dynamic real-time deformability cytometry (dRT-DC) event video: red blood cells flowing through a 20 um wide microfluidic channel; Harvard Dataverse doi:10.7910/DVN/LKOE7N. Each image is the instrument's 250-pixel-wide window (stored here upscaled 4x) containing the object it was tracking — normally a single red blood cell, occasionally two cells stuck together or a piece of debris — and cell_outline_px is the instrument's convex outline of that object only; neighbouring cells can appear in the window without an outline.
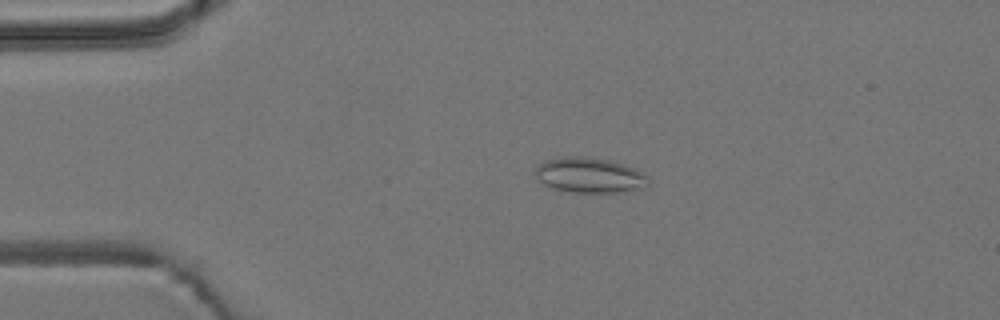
{"species": "common noctule bat (a hibernating species)", "species_latin": "Nyctalus noctula", "temperature_condition": "room temperature", "stored_images_in_passage": 54, "camera_frame_rate_fps": 3000, "um_per_image_px": 0.085, "animal": {"sex": "male", "body_mass_g": 19.2, "forearm_length_mm": 51.8}, "frame": {"image": 1, "passage_image": 12, "time_ms": 3.667, "image_size_px": [1000, 320], "cell_outline_px": [[648, 188], [616, 192], [576, 192], [556, 188], [544, 184], [536, 176], [536, 168], [544, 160], [564, 156], [580, 156], [608, 160], [624, 164], [648, 176]], "centroid_in_image_um": [50.14, 14.88], "position_along_channel_um": 34.9, "area_um2": 22.89}}
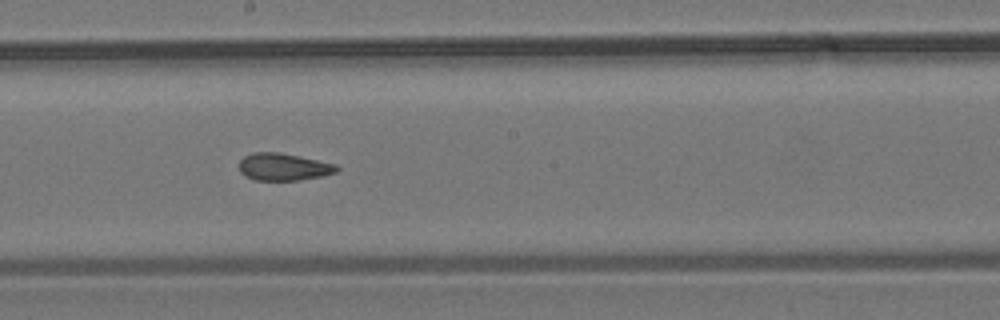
{"frame": {"image": 2, "passage_image": 30, "time_ms": 9.667, "image_size_px": [1000, 320], "cell_outline_px": [[340, 168], [336, 172], [320, 176], [300, 180], [256, 180], [244, 176], [240, 172], [240, 160], [244, 156], [252, 152], [280, 152], [336, 164]], "centroid_in_image_um": [24.08, 14.18], "position_along_channel_um": 224.1, "area_um2": 15.49}}
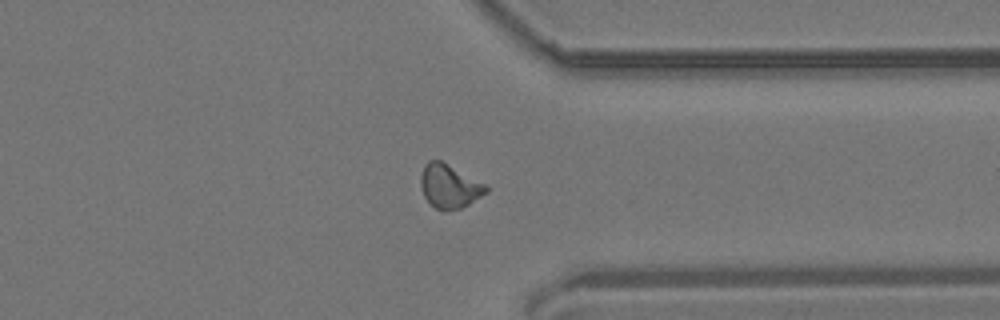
{"frame": {"image": 3, "passage_image": 42, "time_ms": 13.667, "image_size_px": [1000, 320], "cell_outline_px": [[488, 192], [468, 204], [460, 208], [444, 212], [436, 208], [424, 196], [420, 184], [420, 176], [424, 164], [428, 160], [440, 160], [488, 184]], "centroid_in_image_um": [38.21, 15.82], "position_along_channel_um": 373.2, "area_um2": 16.82}, "authors_computed_cell_mechanics": {"area_um2": 16.3285, "velocity_mm_per_s": 3.8063, "shape_relaxation_time_tau1_ms": null, "shape_relaxation_time_tau2_ms": 1.9791, "deformation_change_tau1": null, "deformation_change_tau2": 0.0836}}